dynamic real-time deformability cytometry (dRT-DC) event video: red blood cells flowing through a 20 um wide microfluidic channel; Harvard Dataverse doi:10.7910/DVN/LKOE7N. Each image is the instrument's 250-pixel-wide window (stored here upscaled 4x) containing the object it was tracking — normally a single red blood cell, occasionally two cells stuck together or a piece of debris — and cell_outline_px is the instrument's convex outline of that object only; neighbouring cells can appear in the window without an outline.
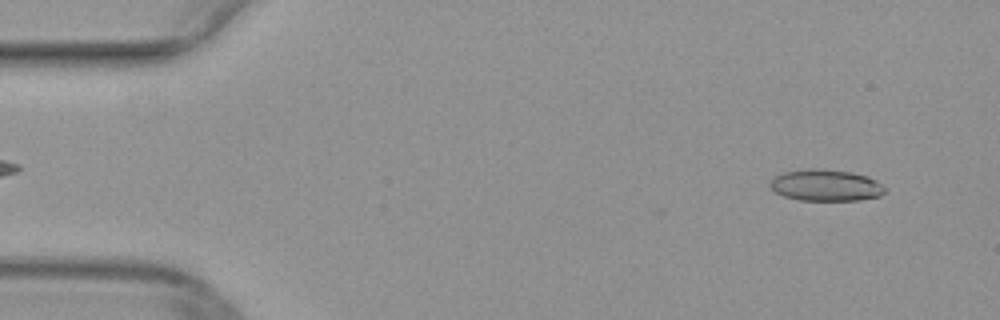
{"species": "common noctule bat (a hibernating species)", "species_latin": "Nyctalus noctula", "temperature_condition": "warm", "stored_images_in_passage": 8, "camera_frame_rate_fps": 3000, "um_per_image_px": 0.085, "animal": {"sex": "female", "body_mass_g": 29.2, "forearm_length_mm": 56.3}, "frame": {"image": 1, "passage_image": 3, "time_ms": 0.667, "image_size_px": [1000, 320], "cell_outline_px": [[888, 192], [880, 196], [860, 200], [800, 200], [784, 196], [776, 192], [768, 184], [776, 176], [784, 172], [812, 168], [824, 168], [852, 172], [868, 176], [876, 180], [888, 188]], "centroid_in_image_um": [70.27, 15.74], "position_along_channel_um": 14.7, "area_um2": 21.33}}